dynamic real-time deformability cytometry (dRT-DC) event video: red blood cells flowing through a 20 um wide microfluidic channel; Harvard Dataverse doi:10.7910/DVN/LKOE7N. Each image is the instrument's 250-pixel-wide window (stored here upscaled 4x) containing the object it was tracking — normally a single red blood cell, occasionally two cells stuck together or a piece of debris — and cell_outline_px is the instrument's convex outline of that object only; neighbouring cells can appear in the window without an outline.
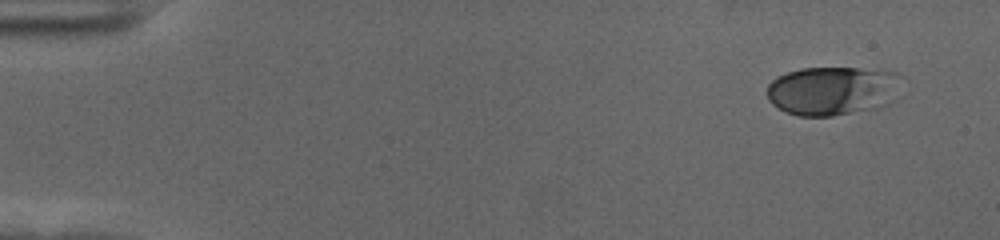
{"species": "human", "species_latin": "Homo sapiens", "temperature_condition": "cold", "stored_images_in_passage": 53, "camera_frame_rate_fps": 3000, "um_per_image_px": 0.085, "donor": {"sex": "female"}, "frame": {"image": 1, "passage_image": 1, "time_ms": 0.0, "image_size_px": [1000, 240], "cell_outline_px": [[908, 80], [900, 100], [876, 108], [832, 116], [796, 116], [784, 112], [772, 104], [768, 100], [768, 84], [772, 80], [788, 72], [800, 68], [856, 68], [896, 72], [904, 76]], "centroid_in_image_um": [70.94, 7.71], "position_along_channel_um": 14.1, "area_um2": 39.71}}
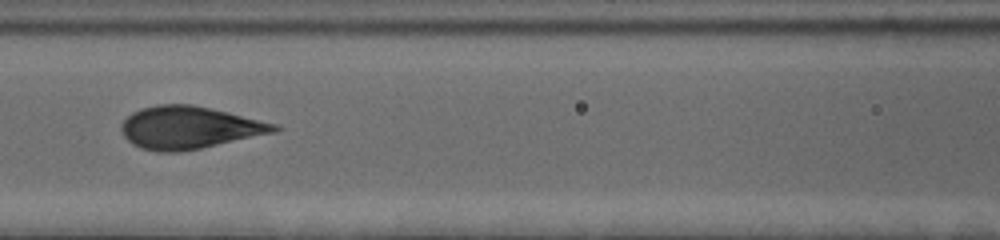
{"frame": {"image": 2, "passage_image": 23, "time_ms": 7.333, "image_size_px": [1000, 240], "cell_outline_px": [[280, 128], [276, 132], [200, 148], [180, 152], [156, 152], [140, 148], [132, 144], [124, 136], [120, 128], [120, 124], [132, 112], [140, 108], [160, 104], [192, 104], [228, 112], [276, 124]], "centroid_in_image_um": [16.03, 10.84], "position_along_channel_um": 150.6, "area_um2": 37.74}}
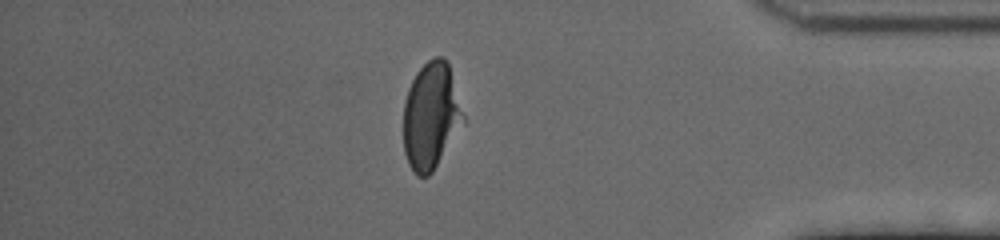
{"frame": {"image": 3, "passage_image": 46, "time_ms": 15.0, "image_size_px": [1000, 240], "cell_outline_px": [[464, 124], [432, 172], [428, 176], [416, 176], [408, 164], [404, 152], [404, 104], [408, 88], [416, 72], [428, 60], [436, 56], [444, 56], [448, 60], [464, 116]], "centroid_in_image_um": [36.63, 9.84], "position_along_channel_um": 398.6, "area_um2": 37.34}, "authors_computed_cell_mechanics": {"area_um2": 37.3388, "velocity_mm_per_s": 3.6058, "shape_relaxation_time_tau1_ms": 4.1712, "shape_relaxation_time_tau2_ms": null, "deformation_change_tau1": 0.1771, "deformation_change_tau2": null}}